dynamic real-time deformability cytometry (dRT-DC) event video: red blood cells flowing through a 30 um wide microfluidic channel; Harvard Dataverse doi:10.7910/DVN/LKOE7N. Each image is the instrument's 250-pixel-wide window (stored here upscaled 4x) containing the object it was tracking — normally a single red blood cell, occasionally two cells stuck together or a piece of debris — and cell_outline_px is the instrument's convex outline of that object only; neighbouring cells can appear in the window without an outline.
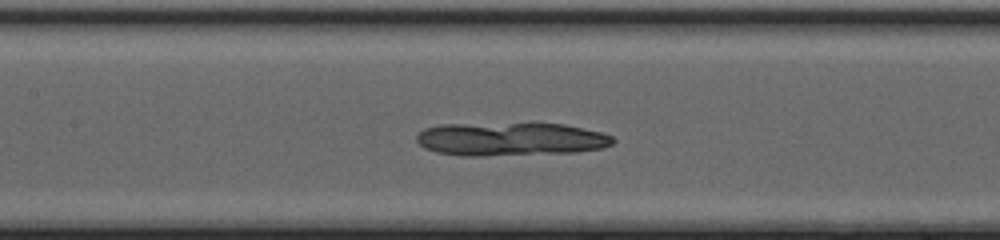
{"species": "common noctule bat (a hibernating species)", "species_latin": "Nyctalus noctula", "temperature_condition": "cold", "stored_images_in_passage": 42, "camera_frame_rate_fps": 3000, "um_per_image_px": 0.085, "animal": {"sex": "female", "body_mass_g": 20.0, "forearm_length_mm": 54.0}, "frame": {"image": 1, "passage_image": 18, "time_ms": 5.667, "image_size_px": [1000, 240], "cell_outline_px": [[616, 140], [612, 144], [604, 148], [576, 152], [480, 156], [464, 156], [436, 152], [424, 148], [416, 140], [416, 136], [424, 128], [440, 124], [564, 124], [604, 132], [612, 136]], "centroid_in_image_um": [43.42, 11.83], "position_along_channel_um": 164.0, "area_um2": 38.21}}
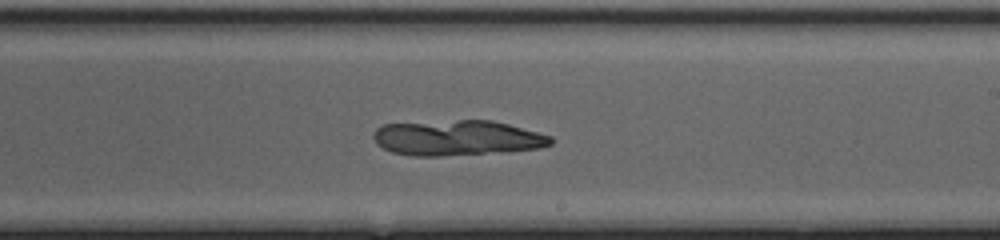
{"frame": {"image": 2, "passage_image": 24, "time_ms": 7.667, "image_size_px": [1000, 240], "cell_outline_px": [[552, 144], [540, 148], [440, 156], [412, 156], [392, 152], [376, 144], [372, 136], [372, 132], [376, 128], [384, 124], [460, 120], [492, 120], [508, 124], [552, 136]], "centroid_in_image_um": [38.81, 11.71], "position_along_channel_um": 250.2, "area_um2": 36.24}}
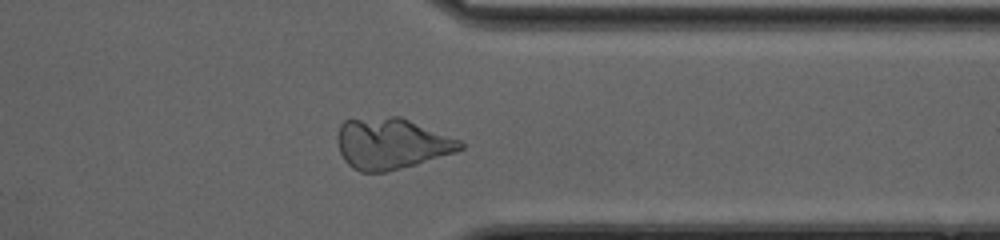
{"frame": {"image": 3, "passage_image": 33, "time_ms": 10.667, "image_size_px": [1000, 240], "cell_outline_px": [[464, 148], [456, 152], [416, 164], [388, 172], [360, 172], [352, 168], [344, 160], [340, 152], [336, 140], [336, 136], [340, 124], [344, 120], [388, 116], [400, 116], [460, 140], [464, 144]], "centroid_in_image_um": [33.24, 12.21], "position_along_channel_um": 378.2, "area_um2": 36.7}}